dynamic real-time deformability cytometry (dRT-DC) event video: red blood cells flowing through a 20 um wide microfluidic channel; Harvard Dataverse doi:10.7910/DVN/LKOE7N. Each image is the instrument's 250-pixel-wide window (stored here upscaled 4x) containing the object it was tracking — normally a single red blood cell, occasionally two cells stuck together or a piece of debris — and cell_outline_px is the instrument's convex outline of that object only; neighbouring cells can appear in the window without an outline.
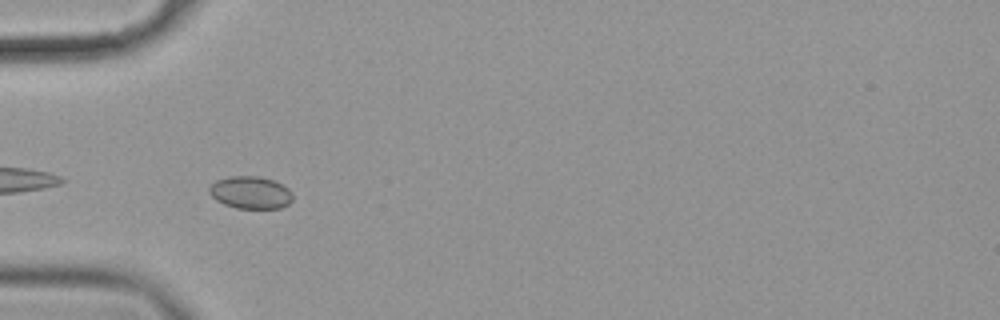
{"species": "common noctule bat (a hibernating species)", "species_latin": "Nyctalus noctula", "temperature_condition": "cold", "stored_images_in_passage": 41, "camera_frame_rate_fps": 3000, "um_per_image_px": 0.085, "animal": {"sex": "female", "body_mass_g": 19.9}, "frame": {"image": 1, "passage_image": 2, "time_ms": 0.333, "image_size_px": [1000, 320], "cell_outline_px": [[292, 200], [288, 204], [280, 208], [236, 208], [224, 204], [216, 200], [208, 192], [208, 188], [216, 180], [228, 176], [260, 176], [272, 180], [288, 188], [292, 192]], "centroid_in_image_um": [21.28, 16.36], "position_along_channel_um": 63.7, "area_um2": 15.78}}
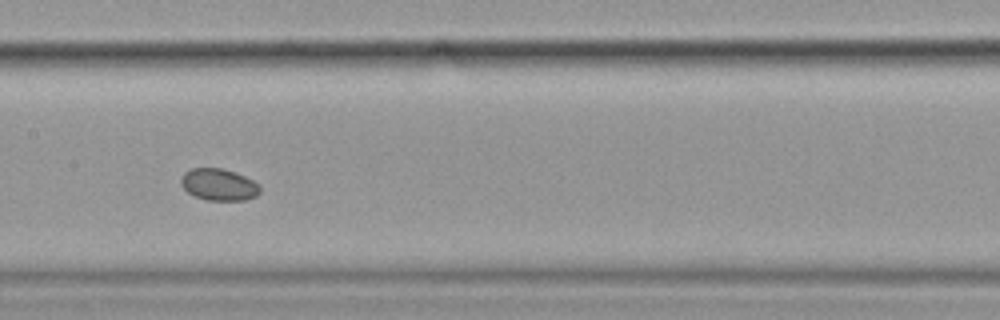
{"frame": {"image": 2, "passage_image": 13, "time_ms": 4.0, "image_size_px": [1000, 320], "cell_outline_px": [[260, 192], [256, 196], [244, 200], [208, 200], [196, 196], [188, 192], [180, 184], [180, 176], [184, 172], [192, 168], [220, 168], [244, 176], [260, 184]], "centroid_in_image_um": [18.58, 15.69], "position_along_channel_um": 188.8, "area_um2": 14.57}}
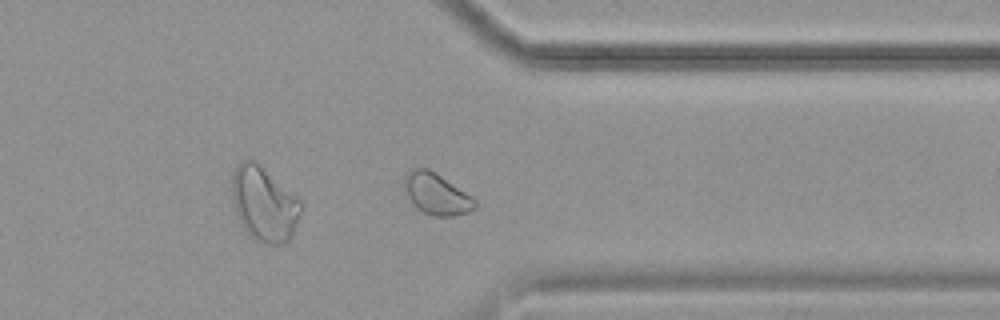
{"frame": {"image": 3, "passage_image": 29, "time_ms": 9.333, "image_size_px": [1000, 320], "cell_outline_px": [[476, 208], [468, 212], [456, 216], [432, 216], [416, 208], [412, 204], [408, 196], [404, 184], [404, 176], [412, 168], [428, 168], [472, 196], [476, 200]], "centroid_in_image_um": [37.11, 16.5], "position_along_channel_um": 374.3, "area_um2": 16.94}}